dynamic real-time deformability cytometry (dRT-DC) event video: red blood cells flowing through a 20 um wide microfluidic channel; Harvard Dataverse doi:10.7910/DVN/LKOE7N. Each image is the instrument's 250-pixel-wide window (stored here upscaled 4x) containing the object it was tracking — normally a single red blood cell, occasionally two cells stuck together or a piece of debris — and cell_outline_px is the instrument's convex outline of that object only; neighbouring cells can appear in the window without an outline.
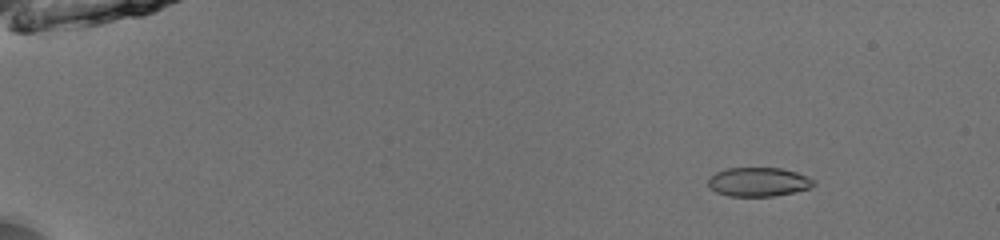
{"species": "common noctule bat (a hibernating species)", "species_latin": "Nyctalus noctula", "temperature_condition": "room temperature", "stored_images_in_passage": 52, "camera_frame_rate_fps": 3000, "um_per_image_px": 0.085, "animal": {"sex": "male", "body_mass_g": 13.0, "forearm_length_mm": 53.1}, "frame": {"image": 1, "passage_image": 7, "time_ms": 2.0, "image_size_px": [1000, 240], "cell_outline_px": [[816, 184], [808, 188], [776, 196], [728, 196], [716, 192], [708, 184], [708, 176], [716, 172], [728, 168], [780, 168], [796, 172], [808, 176], [816, 180]], "centroid_in_image_um": [64.47, 15.46], "position_along_channel_um": 20.5, "area_um2": 17.86}}
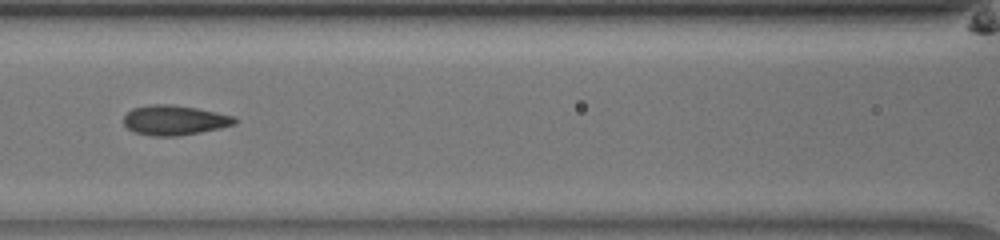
{"frame": {"image": 2, "passage_image": 26, "time_ms": 8.333, "image_size_px": [1000, 240], "cell_outline_px": [[240, 120], [236, 124], [220, 128], [200, 132], [176, 136], [152, 136], [136, 132], [128, 128], [124, 124], [124, 116], [132, 108], [148, 104], [168, 104], [196, 108], [232, 116]], "centroid_in_image_um": [14.83, 10.21], "position_along_channel_um": 151.8, "area_um2": 19.19}}
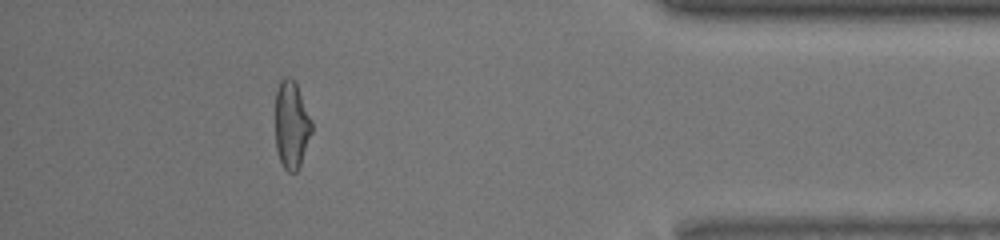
{"frame": {"image": 3, "passage_image": 48, "time_ms": 15.667, "image_size_px": [1000, 240], "cell_outline_px": [[312, 132], [300, 164], [296, 172], [288, 172], [284, 168], [280, 160], [276, 148], [276, 88], [280, 80], [284, 76], [288, 76], [296, 84], [312, 120]], "centroid_in_image_um": [24.77, 10.6], "position_along_channel_um": 410.4, "area_um2": 18.44}, "authors_computed_cell_mechanics": {"area_um2": 18.785, "velocity_mm_per_s": 3.9776, "shape_relaxation_time_tau1_ms": 6.8625, "shape_relaxation_time_tau2_ms": 1.1376, "deformation_change_tau1": 0.174, "deformation_change_tau2": 0.0599}}